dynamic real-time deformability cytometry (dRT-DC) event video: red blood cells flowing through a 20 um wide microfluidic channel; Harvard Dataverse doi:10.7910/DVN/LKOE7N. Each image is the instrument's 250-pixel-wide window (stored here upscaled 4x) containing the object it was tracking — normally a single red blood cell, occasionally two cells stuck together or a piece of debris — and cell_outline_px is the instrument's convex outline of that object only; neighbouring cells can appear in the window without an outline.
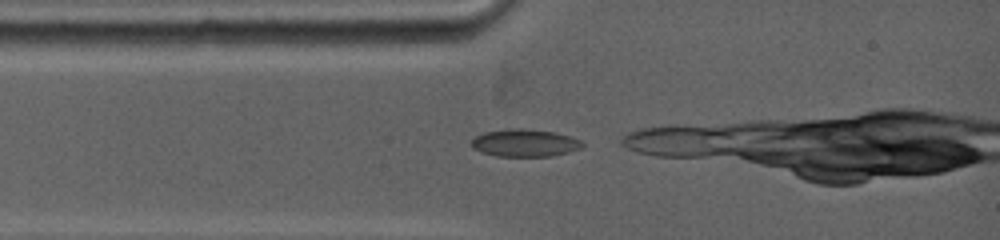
{"species": "common noctule bat (a hibernating species)", "species_latin": "Nyctalus noctula", "temperature_condition": "warm", "stored_images_in_passage": 3, "camera_frame_rate_fps": 5000, "um_per_image_px": 0.085, "animal": {"sex": "female", "body_mass_g": 19.0, "forearm_length_mm": 53.3}, "frame": {"image": 1, "passage_image": 1, "time_ms": 0.0, "image_size_px": [1000, 240], "cell_outline_px": [[584, 148], [568, 152], [548, 156], [496, 156], [484, 152], [476, 148], [472, 144], [472, 140], [476, 136], [484, 132], [508, 128], [524, 128], [556, 132], [580, 140], [584, 144]], "centroid_in_image_um": [44.65, 12.13], "position_along_channel_um": 40.3, "area_um2": 17.63}}